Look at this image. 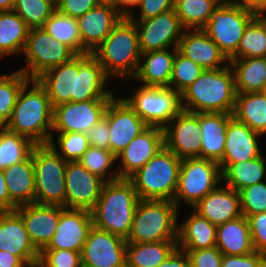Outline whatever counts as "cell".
Segmentation results:
<instances>
[{"label":"cell","mask_w":266,"mask_h":267,"mask_svg":"<svg viewBox=\"0 0 266 267\" xmlns=\"http://www.w3.org/2000/svg\"><path fill=\"white\" fill-rule=\"evenodd\" d=\"M175 0H142L139 5L140 16L137 19L136 15L132 14L131 20L150 19L161 13L174 9Z\"/></svg>","instance_id":"51"},{"label":"cell","mask_w":266,"mask_h":267,"mask_svg":"<svg viewBox=\"0 0 266 267\" xmlns=\"http://www.w3.org/2000/svg\"><path fill=\"white\" fill-rule=\"evenodd\" d=\"M52 126L53 107L46 90L36 79L29 80L22 87L5 127L39 145L49 143L53 137Z\"/></svg>","instance_id":"2"},{"label":"cell","mask_w":266,"mask_h":267,"mask_svg":"<svg viewBox=\"0 0 266 267\" xmlns=\"http://www.w3.org/2000/svg\"><path fill=\"white\" fill-rule=\"evenodd\" d=\"M185 222L178 224L177 245L181 250H200L216 246L217 226L194 210Z\"/></svg>","instance_id":"30"},{"label":"cell","mask_w":266,"mask_h":267,"mask_svg":"<svg viewBox=\"0 0 266 267\" xmlns=\"http://www.w3.org/2000/svg\"><path fill=\"white\" fill-rule=\"evenodd\" d=\"M78 161L90 173L99 176L105 182L119 179L118 169L114 172L110 171V168H112L113 164H116L117 161L116 156L110 150L89 146L88 150Z\"/></svg>","instance_id":"42"},{"label":"cell","mask_w":266,"mask_h":267,"mask_svg":"<svg viewBox=\"0 0 266 267\" xmlns=\"http://www.w3.org/2000/svg\"><path fill=\"white\" fill-rule=\"evenodd\" d=\"M255 15L266 12V0H232Z\"/></svg>","instance_id":"56"},{"label":"cell","mask_w":266,"mask_h":267,"mask_svg":"<svg viewBox=\"0 0 266 267\" xmlns=\"http://www.w3.org/2000/svg\"><path fill=\"white\" fill-rule=\"evenodd\" d=\"M222 171V181L235 191L264 181L266 177V159L261 154L255 159L233 164H219Z\"/></svg>","instance_id":"33"},{"label":"cell","mask_w":266,"mask_h":267,"mask_svg":"<svg viewBox=\"0 0 266 267\" xmlns=\"http://www.w3.org/2000/svg\"><path fill=\"white\" fill-rule=\"evenodd\" d=\"M184 251L188 254L191 267H221L223 254L216 246Z\"/></svg>","instance_id":"48"},{"label":"cell","mask_w":266,"mask_h":267,"mask_svg":"<svg viewBox=\"0 0 266 267\" xmlns=\"http://www.w3.org/2000/svg\"><path fill=\"white\" fill-rule=\"evenodd\" d=\"M15 0H0V12L12 11Z\"/></svg>","instance_id":"59"},{"label":"cell","mask_w":266,"mask_h":267,"mask_svg":"<svg viewBox=\"0 0 266 267\" xmlns=\"http://www.w3.org/2000/svg\"><path fill=\"white\" fill-rule=\"evenodd\" d=\"M29 28L14 11L0 12V58L24 52Z\"/></svg>","instance_id":"35"},{"label":"cell","mask_w":266,"mask_h":267,"mask_svg":"<svg viewBox=\"0 0 266 267\" xmlns=\"http://www.w3.org/2000/svg\"><path fill=\"white\" fill-rule=\"evenodd\" d=\"M98 5L97 0H58L56 10L77 19Z\"/></svg>","instance_id":"52"},{"label":"cell","mask_w":266,"mask_h":267,"mask_svg":"<svg viewBox=\"0 0 266 267\" xmlns=\"http://www.w3.org/2000/svg\"><path fill=\"white\" fill-rule=\"evenodd\" d=\"M86 134L89 146L109 150V125L105 118L94 125Z\"/></svg>","instance_id":"53"},{"label":"cell","mask_w":266,"mask_h":267,"mask_svg":"<svg viewBox=\"0 0 266 267\" xmlns=\"http://www.w3.org/2000/svg\"><path fill=\"white\" fill-rule=\"evenodd\" d=\"M92 53L109 77L132 79L141 58L135 22L123 17Z\"/></svg>","instance_id":"5"},{"label":"cell","mask_w":266,"mask_h":267,"mask_svg":"<svg viewBox=\"0 0 266 267\" xmlns=\"http://www.w3.org/2000/svg\"><path fill=\"white\" fill-rule=\"evenodd\" d=\"M12 11L26 23L29 29L42 28L56 11L53 0H15Z\"/></svg>","instance_id":"43"},{"label":"cell","mask_w":266,"mask_h":267,"mask_svg":"<svg viewBox=\"0 0 266 267\" xmlns=\"http://www.w3.org/2000/svg\"><path fill=\"white\" fill-rule=\"evenodd\" d=\"M164 146L163 129L160 127H148L116 156L117 160L122 162L118 171L119 179H129Z\"/></svg>","instance_id":"20"},{"label":"cell","mask_w":266,"mask_h":267,"mask_svg":"<svg viewBox=\"0 0 266 267\" xmlns=\"http://www.w3.org/2000/svg\"><path fill=\"white\" fill-rule=\"evenodd\" d=\"M256 15L232 0H222L202 29L229 59L237 50L248 24Z\"/></svg>","instance_id":"9"},{"label":"cell","mask_w":266,"mask_h":267,"mask_svg":"<svg viewBox=\"0 0 266 267\" xmlns=\"http://www.w3.org/2000/svg\"><path fill=\"white\" fill-rule=\"evenodd\" d=\"M220 181L222 171L218 162L200 157L182 159L173 202L177 208L182 201L193 207L216 189Z\"/></svg>","instance_id":"10"},{"label":"cell","mask_w":266,"mask_h":267,"mask_svg":"<svg viewBox=\"0 0 266 267\" xmlns=\"http://www.w3.org/2000/svg\"><path fill=\"white\" fill-rule=\"evenodd\" d=\"M126 239L93 226L81 252L82 265L126 267Z\"/></svg>","instance_id":"16"},{"label":"cell","mask_w":266,"mask_h":267,"mask_svg":"<svg viewBox=\"0 0 266 267\" xmlns=\"http://www.w3.org/2000/svg\"><path fill=\"white\" fill-rule=\"evenodd\" d=\"M109 79L93 53L79 54L36 78L52 107L66 102L113 99V92L105 90Z\"/></svg>","instance_id":"1"},{"label":"cell","mask_w":266,"mask_h":267,"mask_svg":"<svg viewBox=\"0 0 266 267\" xmlns=\"http://www.w3.org/2000/svg\"><path fill=\"white\" fill-rule=\"evenodd\" d=\"M132 21L138 29L141 53L169 49L170 46L178 48L185 30L174 9L150 19Z\"/></svg>","instance_id":"14"},{"label":"cell","mask_w":266,"mask_h":267,"mask_svg":"<svg viewBox=\"0 0 266 267\" xmlns=\"http://www.w3.org/2000/svg\"><path fill=\"white\" fill-rule=\"evenodd\" d=\"M182 159L165 146L129 180L139 199L173 201Z\"/></svg>","instance_id":"6"},{"label":"cell","mask_w":266,"mask_h":267,"mask_svg":"<svg viewBox=\"0 0 266 267\" xmlns=\"http://www.w3.org/2000/svg\"><path fill=\"white\" fill-rule=\"evenodd\" d=\"M192 208L216 226L242 216L239 192L225 185L209 192Z\"/></svg>","instance_id":"25"},{"label":"cell","mask_w":266,"mask_h":267,"mask_svg":"<svg viewBox=\"0 0 266 267\" xmlns=\"http://www.w3.org/2000/svg\"><path fill=\"white\" fill-rule=\"evenodd\" d=\"M134 92L123 99L149 127L164 129L183 110L181 94L173 88L141 85Z\"/></svg>","instance_id":"11"},{"label":"cell","mask_w":266,"mask_h":267,"mask_svg":"<svg viewBox=\"0 0 266 267\" xmlns=\"http://www.w3.org/2000/svg\"><path fill=\"white\" fill-rule=\"evenodd\" d=\"M36 145L31 139L4 127L0 130V170L27 160Z\"/></svg>","instance_id":"39"},{"label":"cell","mask_w":266,"mask_h":267,"mask_svg":"<svg viewBox=\"0 0 266 267\" xmlns=\"http://www.w3.org/2000/svg\"><path fill=\"white\" fill-rule=\"evenodd\" d=\"M203 71L204 69L201 66L194 63L177 50L173 61L169 87L181 94Z\"/></svg>","instance_id":"44"},{"label":"cell","mask_w":266,"mask_h":267,"mask_svg":"<svg viewBox=\"0 0 266 267\" xmlns=\"http://www.w3.org/2000/svg\"><path fill=\"white\" fill-rule=\"evenodd\" d=\"M0 250L18 256L27 266L39 262L21 216L15 210L0 211Z\"/></svg>","instance_id":"21"},{"label":"cell","mask_w":266,"mask_h":267,"mask_svg":"<svg viewBox=\"0 0 266 267\" xmlns=\"http://www.w3.org/2000/svg\"><path fill=\"white\" fill-rule=\"evenodd\" d=\"M158 267H191L186 251L176 248Z\"/></svg>","instance_id":"54"},{"label":"cell","mask_w":266,"mask_h":267,"mask_svg":"<svg viewBox=\"0 0 266 267\" xmlns=\"http://www.w3.org/2000/svg\"><path fill=\"white\" fill-rule=\"evenodd\" d=\"M222 0H175L174 10L185 30L203 29Z\"/></svg>","instance_id":"38"},{"label":"cell","mask_w":266,"mask_h":267,"mask_svg":"<svg viewBox=\"0 0 266 267\" xmlns=\"http://www.w3.org/2000/svg\"><path fill=\"white\" fill-rule=\"evenodd\" d=\"M177 247V240L127 243L126 267H158Z\"/></svg>","instance_id":"36"},{"label":"cell","mask_w":266,"mask_h":267,"mask_svg":"<svg viewBox=\"0 0 266 267\" xmlns=\"http://www.w3.org/2000/svg\"><path fill=\"white\" fill-rule=\"evenodd\" d=\"M53 39L69 46L77 55L89 53L81 42L76 18L55 11L42 27Z\"/></svg>","instance_id":"37"},{"label":"cell","mask_w":266,"mask_h":267,"mask_svg":"<svg viewBox=\"0 0 266 267\" xmlns=\"http://www.w3.org/2000/svg\"><path fill=\"white\" fill-rule=\"evenodd\" d=\"M233 114L198 113L200 125L201 150L200 158L220 163L223 159L226 130Z\"/></svg>","instance_id":"27"},{"label":"cell","mask_w":266,"mask_h":267,"mask_svg":"<svg viewBox=\"0 0 266 267\" xmlns=\"http://www.w3.org/2000/svg\"><path fill=\"white\" fill-rule=\"evenodd\" d=\"M254 250L266 253V212L247 217Z\"/></svg>","instance_id":"49"},{"label":"cell","mask_w":266,"mask_h":267,"mask_svg":"<svg viewBox=\"0 0 266 267\" xmlns=\"http://www.w3.org/2000/svg\"><path fill=\"white\" fill-rule=\"evenodd\" d=\"M264 14H266L265 12L257 14L256 17L264 24L265 26V30H266V15L264 16Z\"/></svg>","instance_id":"61"},{"label":"cell","mask_w":266,"mask_h":267,"mask_svg":"<svg viewBox=\"0 0 266 267\" xmlns=\"http://www.w3.org/2000/svg\"><path fill=\"white\" fill-rule=\"evenodd\" d=\"M236 91L234 74L229 64L206 69L181 93L182 108L192 113L233 114Z\"/></svg>","instance_id":"3"},{"label":"cell","mask_w":266,"mask_h":267,"mask_svg":"<svg viewBox=\"0 0 266 267\" xmlns=\"http://www.w3.org/2000/svg\"><path fill=\"white\" fill-rule=\"evenodd\" d=\"M10 210V198L3 171L0 170V211Z\"/></svg>","instance_id":"58"},{"label":"cell","mask_w":266,"mask_h":267,"mask_svg":"<svg viewBox=\"0 0 266 267\" xmlns=\"http://www.w3.org/2000/svg\"><path fill=\"white\" fill-rule=\"evenodd\" d=\"M5 127V125L0 120V130H2Z\"/></svg>","instance_id":"63"},{"label":"cell","mask_w":266,"mask_h":267,"mask_svg":"<svg viewBox=\"0 0 266 267\" xmlns=\"http://www.w3.org/2000/svg\"><path fill=\"white\" fill-rule=\"evenodd\" d=\"M141 1L142 0H116L115 8L122 17L129 18L132 14L135 15L132 7L139 6Z\"/></svg>","instance_id":"55"},{"label":"cell","mask_w":266,"mask_h":267,"mask_svg":"<svg viewBox=\"0 0 266 267\" xmlns=\"http://www.w3.org/2000/svg\"><path fill=\"white\" fill-rule=\"evenodd\" d=\"M178 51L204 70L218 69L225 63L229 64V59L202 29L184 30Z\"/></svg>","instance_id":"24"},{"label":"cell","mask_w":266,"mask_h":267,"mask_svg":"<svg viewBox=\"0 0 266 267\" xmlns=\"http://www.w3.org/2000/svg\"><path fill=\"white\" fill-rule=\"evenodd\" d=\"M173 201L140 199L127 243L178 240V211Z\"/></svg>","instance_id":"7"},{"label":"cell","mask_w":266,"mask_h":267,"mask_svg":"<svg viewBox=\"0 0 266 267\" xmlns=\"http://www.w3.org/2000/svg\"><path fill=\"white\" fill-rule=\"evenodd\" d=\"M234 74L236 93L264 92L266 86V57L229 58Z\"/></svg>","instance_id":"32"},{"label":"cell","mask_w":266,"mask_h":267,"mask_svg":"<svg viewBox=\"0 0 266 267\" xmlns=\"http://www.w3.org/2000/svg\"><path fill=\"white\" fill-rule=\"evenodd\" d=\"M99 4L103 5H113L115 7L116 0H97Z\"/></svg>","instance_id":"60"},{"label":"cell","mask_w":266,"mask_h":267,"mask_svg":"<svg viewBox=\"0 0 266 267\" xmlns=\"http://www.w3.org/2000/svg\"><path fill=\"white\" fill-rule=\"evenodd\" d=\"M216 247L226 255H247L254 250L245 216L217 226Z\"/></svg>","instance_id":"31"},{"label":"cell","mask_w":266,"mask_h":267,"mask_svg":"<svg viewBox=\"0 0 266 267\" xmlns=\"http://www.w3.org/2000/svg\"><path fill=\"white\" fill-rule=\"evenodd\" d=\"M33 267H44L43 265H41L39 262L33 263Z\"/></svg>","instance_id":"62"},{"label":"cell","mask_w":266,"mask_h":267,"mask_svg":"<svg viewBox=\"0 0 266 267\" xmlns=\"http://www.w3.org/2000/svg\"><path fill=\"white\" fill-rule=\"evenodd\" d=\"M139 200L129 179L105 182L91 210L93 226L127 239Z\"/></svg>","instance_id":"4"},{"label":"cell","mask_w":266,"mask_h":267,"mask_svg":"<svg viewBox=\"0 0 266 267\" xmlns=\"http://www.w3.org/2000/svg\"><path fill=\"white\" fill-rule=\"evenodd\" d=\"M54 141V137H51L48 144L67 162L78 161L89 148V142L86 133H59L57 138L58 147ZM57 148L60 150V152L57 150Z\"/></svg>","instance_id":"45"},{"label":"cell","mask_w":266,"mask_h":267,"mask_svg":"<svg viewBox=\"0 0 266 267\" xmlns=\"http://www.w3.org/2000/svg\"><path fill=\"white\" fill-rule=\"evenodd\" d=\"M266 57V30L255 17L245 29L238 50L230 58Z\"/></svg>","instance_id":"40"},{"label":"cell","mask_w":266,"mask_h":267,"mask_svg":"<svg viewBox=\"0 0 266 267\" xmlns=\"http://www.w3.org/2000/svg\"><path fill=\"white\" fill-rule=\"evenodd\" d=\"M26 66L20 68L30 80L46 70L72 60L77 54L67 45L53 39L43 28L29 29L23 52Z\"/></svg>","instance_id":"12"},{"label":"cell","mask_w":266,"mask_h":267,"mask_svg":"<svg viewBox=\"0 0 266 267\" xmlns=\"http://www.w3.org/2000/svg\"><path fill=\"white\" fill-rule=\"evenodd\" d=\"M165 147L180 159L200 157L198 113L182 110L163 129Z\"/></svg>","instance_id":"19"},{"label":"cell","mask_w":266,"mask_h":267,"mask_svg":"<svg viewBox=\"0 0 266 267\" xmlns=\"http://www.w3.org/2000/svg\"><path fill=\"white\" fill-rule=\"evenodd\" d=\"M233 117L253 131L266 134V93H236Z\"/></svg>","instance_id":"34"},{"label":"cell","mask_w":266,"mask_h":267,"mask_svg":"<svg viewBox=\"0 0 266 267\" xmlns=\"http://www.w3.org/2000/svg\"><path fill=\"white\" fill-rule=\"evenodd\" d=\"M91 211L59 206V223L55 235L43 250H72L82 252L90 229Z\"/></svg>","instance_id":"18"},{"label":"cell","mask_w":266,"mask_h":267,"mask_svg":"<svg viewBox=\"0 0 266 267\" xmlns=\"http://www.w3.org/2000/svg\"><path fill=\"white\" fill-rule=\"evenodd\" d=\"M221 267H266L265 254L256 250L247 255L223 254Z\"/></svg>","instance_id":"50"},{"label":"cell","mask_w":266,"mask_h":267,"mask_svg":"<svg viewBox=\"0 0 266 267\" xmlns=\"http://www.w3.org/2000/svg\"><path fill=\"white\" fill-rule=\"evenodd\" d=\"M241 214L250 215L266 212V183L262 181L239 191Z\"/></svg>","instance_id":"46"},{"label":"cell","mask_w":266,"mask_h":267,"mask_svg":"<svg viewBox=\"0 0 266 267\" xmlns=\"http://www.w3.org/2000/svg\"><path fill=\"white\" fill-rule=\"evenodd\" d=\"M3 173L10 198V210L34 203L35 179L32 154L27 160L7 167Z\"/></svg>","instance_id":"29"},{"label":"cell","mask_w":266,"mask_h":267,"mask_svg":"<svg viewBox=\"0 0 266 267\" xmlns=\"http://www.w3.org/2000/svg\"><path fill=\"white\" fill-rule=\"evenodd\" d=\"M32 162L35 179L34 203L65 208L67 161L49 144H39L33 148Z\"/></svg>","instance_id":"8"},{"label":"cell","mask_w":266,"mask_h":267,"mask_svg":"<svg viewBox=\"0 0 266 267\" xmlns=\"http://www.w3.org/2000/svg\"><path fill=\"white\" fill-rule=\"evenodd\" d=\"M123 17L113 5L99 4L77 18L82 46L92 53Z\"/></svg>","instance_id":"23"},{"label":"cell","mask_w":266,"mask_h":267,"mask_svg":"<svg viewBox=\"0 0 266 267\" xmlns=\"http://www.w3.org/2000/svg\"><path fill=\"white\" fill-rule=\"evenodd\" d=\"M112 99L66 102L53 107V131L87 133L104 116Z\"/></svg>","instance_id":"13"},{"label":"cell","mask_w":266,"mask_h":267,"mask_svg":"<svg viewBox=\"0 0 266 267\" xmlns=\"http://www.w3.org/2000/svg\"><path fill=\"white\" fill-rule=\"evenodd\" d=\"M104 118L109 125V150L115 156L149 127L123 98L117 96L109 102Z\"/></svg>","instance_id":"15"},{"label":"cell","mask_w":266,"mask_h":267,"mask_svg":"<svg viewBox=\"0 0 266 267\" xmlns=\"http://www.w3.org/2000/svg\"><path fill=\"white\" fill-rule=\"evenodd\" d=\"M81 267H96V266L82 265Z\"/></svg>","instance_id":"64"},{"label":"cell","mask_w":266,"mask_h":267,"mask_svg":"<svg viewBox=\"0 0 266 267\" xmlns=\"http://www.w3.org/2000/svg\"><path fill=\"white\" fill-rule=\"evenodd\" d=\"M30 79L21 71L0 75V120L5 125L12 116L18 95Z\"/></svg>","instance_id":"41"},{"label":"cell","mask_w":266,"mask_h":267,"mask_svg":"<svg viewBox=\"0 0 266 267\" xmlns=\"http://www.w3.org/2000/svg\"><path fill=\"white\" fill-rule=\"evenodd\" d=\"M261 136L233 117L228 122L224 155L219 164H233L260 156L258 138Z\"/></svg>","instance_id":"26"},{"label":"cell","mask_w":266,"mask_h":267,"mask_svg":"<svg viewBox=\"0 0 266 267\" xmlns=\"http://www.w3.org/2000/svg\"><path fill=\"white\" fill-rule=\"evenodd\" d=\"M0 267H27L16 255L0 250Z\"/></svg>","instance_id":"57"},{"label":"cell","mask_w":266,"mask_h":267,"mask_svg":"<svg viewBox=\"0 0 266 267\" xmlns=\"http://www.w3.org/2000/svg\"><path fill=\"white\" fill-rule=\"evenodd\" d=\"M177 50L173 48V53L168 49L141 53L138 70L132 79L140 80L143 86L169 87Z\"/></svg>","instance_id":"28"},{"label":"cell","mask_w":266,"mask_h":267,"mask_svg":"<svg viewBox=\"0 0 266 267\" xmlns=\"http://www.w3.org/2000/svg\"><path fill=\"white\" fill-rule=\"evenodd\" d=\"M104 183L79 161H68L65 169V208L91 211L100 198Z\"/></svg>","instance_id":"17"},{"label":"cell","mask_w":266,"mask_h":267,"mask_svg":"<svg viewBox=\"0 0 266 267\" xmlns=\"http://www.w3.org/2000/svg\"><path fill=\"white\" fill-rule=\"evenodd\" d=\"M21 216L34 247L41 252L55 235L59 223V206L31 203L15 209Z\"/></svg>","instance_id":"22"},{"label":"cell","mask_w":266,"mask_h":267,"mask_svg":"<svg viewBox=\"0 0 266 267\" xmlns=\"http://www.w3.org/2000/svg\"><path fill=\"white\" fill-rule=\"evenodd\" d=\"M39 263L44 267H81V253L72 250H42Z\"/></svg>","instance_id":"47"}]
</instances>
